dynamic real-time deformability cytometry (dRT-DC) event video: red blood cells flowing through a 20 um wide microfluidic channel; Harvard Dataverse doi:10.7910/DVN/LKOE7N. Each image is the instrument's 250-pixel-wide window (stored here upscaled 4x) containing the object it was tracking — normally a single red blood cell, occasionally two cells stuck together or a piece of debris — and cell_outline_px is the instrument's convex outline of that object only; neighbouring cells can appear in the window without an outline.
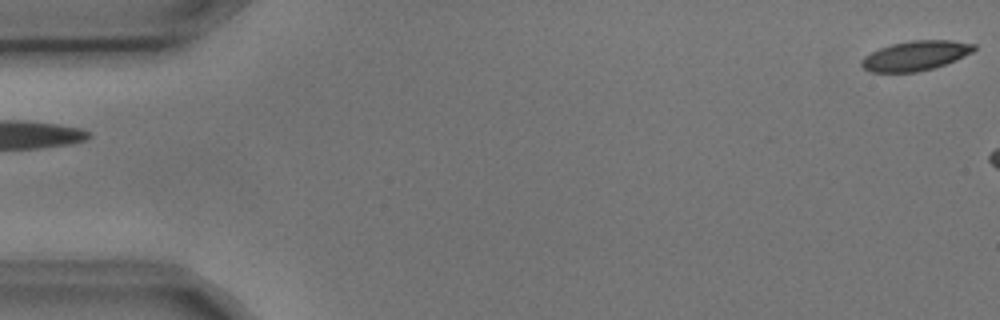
{"species": "common noctule bat (a hibernating species)", "species_latin": "Nyctalus noctula", "temperature_condition": "cold", "stored_images_in_passage": 5, "segment_of_instrument_passage": [2, 2], "camera_frame_rate_fps": 3000, "um_per_image_px": 0.085, "animal": {"sex": "male", "body_mass_g": 17.9, "forearm_length_mm": 54.2}, "frame": {"image": 1, "passage_image": 5, "time_ms": 1.333, "image_size_px": [1000, 320], "cell_outline_px": [[976, 48], [972, 52], [956, 60], [932, 68], [916, 72], [872, 72], [864, 68], [860, 64], [860, 60], [864, 56], [880, 48], [892, 44], [912, 40], [952, 40], [976, 44]], "centroid_in_image_um": [77.82, 4.73], "position_along_channel_um": 7.2, "area_um2": 19.36}}